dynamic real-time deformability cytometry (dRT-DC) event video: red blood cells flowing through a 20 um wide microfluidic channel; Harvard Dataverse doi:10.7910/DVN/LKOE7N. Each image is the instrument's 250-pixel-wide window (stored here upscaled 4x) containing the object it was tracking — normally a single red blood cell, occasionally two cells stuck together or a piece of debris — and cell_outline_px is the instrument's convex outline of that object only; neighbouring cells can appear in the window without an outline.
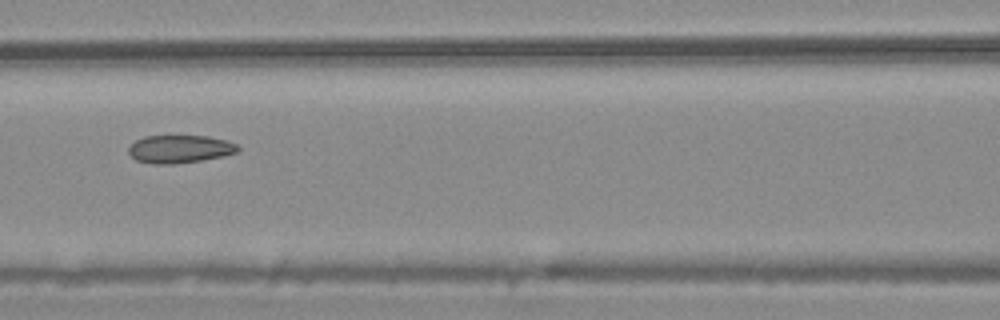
{"species": "common noctule bat (a hibernating species)", "species_latin": "Nyctalus noctula", "temperature_condition": "warm", "stored_images_in_passage": 6, "camera_frame_rate_fps": 3000, "um_per_image_px": 0.085, "animal": {"sex": "male", "body_mass_g": 20.4}, "frame": {"image": 1, "passage_image": 4, "time_ms": 1.0, "image_size_px": [1000, 320], "cell_outline_px": [[240, 148], [236, 152], [224, 156], [176, 164], [152, 164], [136, 160], [128, 152], [128, 148], [136, 140], [144, 136], [208, 136], [224, 140], [236, 144]], "centroid_in_image_um": [15.26, 12.67], "position_along_channel_um": 151.3, "area_um2": 17.69}}
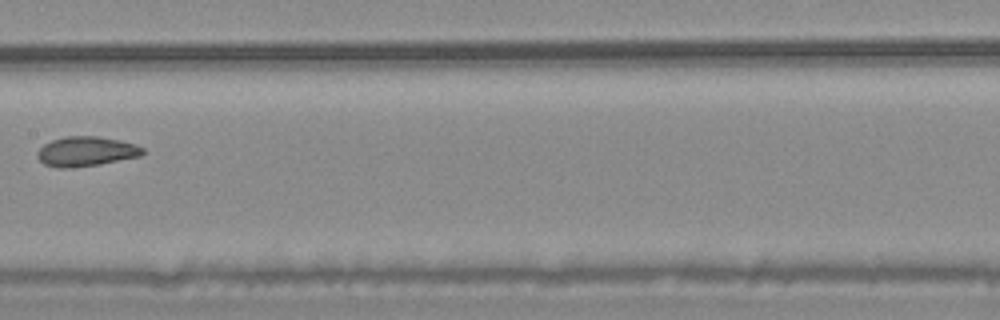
{"frame": {"image": 2, "passage_image": 5, "time_ms": 1.333, "image_size_px": [1000, 320], "cell_outline_px": [[144, 152], [140, 156], [100, 164], [68, 168], [56, 168], [44, 164], [36, 156], [36, 152], [44, 144], [52, 140], [64, 136], [96, 136], [120, 140], [136, 144], [144, 148]], "centroid_in_image_um": [7.3, 12.87], "position_along_channel_um": 200.1, "area_um2": 18.32}}
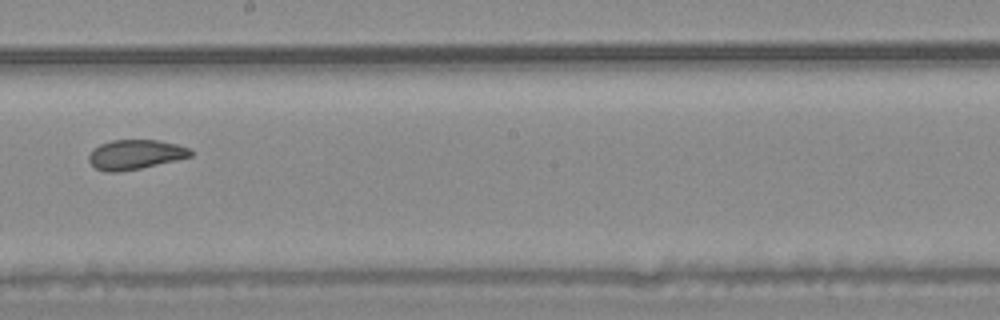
{"frame": {"image": 3, "passage_image": 6, "time_ms": 1.667, "image_size_px": [1000, 320], "cell_outline_px": [[192, 156], [176, 160], [140, 168], [120, 172], [104, 172], [96, 168], [88, 160], [88, 156], [92, 148], [100, 144], [112, 140], [160, 140], [192, 148]], "centroid_in_image_um": [11.49, 13.13], "position_along_channel_um": 236.7, "area_um2": 17.69}}